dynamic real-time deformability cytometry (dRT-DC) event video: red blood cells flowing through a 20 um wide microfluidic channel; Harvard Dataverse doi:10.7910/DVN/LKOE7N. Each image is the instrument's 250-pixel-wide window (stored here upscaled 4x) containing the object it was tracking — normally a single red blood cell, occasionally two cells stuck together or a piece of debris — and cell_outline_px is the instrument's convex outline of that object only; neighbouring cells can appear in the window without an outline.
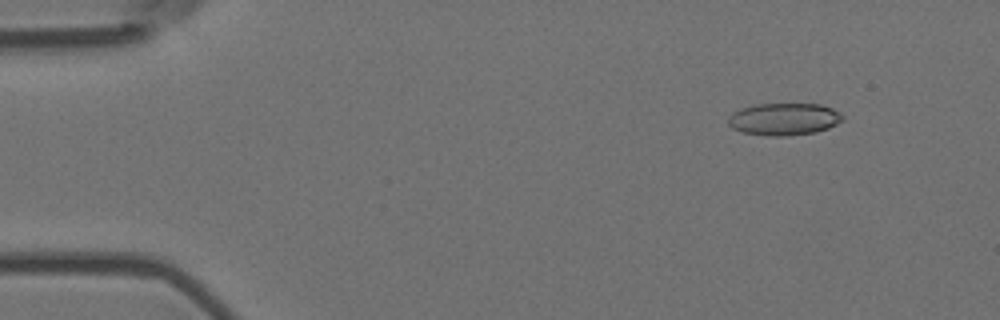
{"species": "Egyptian fruit bat (a non-hibernating species)", "species_latin": "Rousettus aegyptiacus", "temperature_condition": "room temperature", "stored_images_in_passage": 49, "camera_frame_rate_fps": 3000, "um_per_image_px": 0.085, "animal": {"sex": "female"}, "frame": {"image": 1, "passage_image": 6, "time_ms": 1.667, "image_size_px": [1000, 320], "cell_outline_px": [[844, 120], [828, 128], [816, 132], [788, 136], [768, 136], [744, 132], [732, 128], [728, 124], [728, 116], [732, 112], [740, 108], [756, 104], [820, 104], [832, 108], [844, 116]], "centroid_in_image_um": [66.63, 10.12], "position_along_channel_um": 18.4, "area_um2": 21.62}}
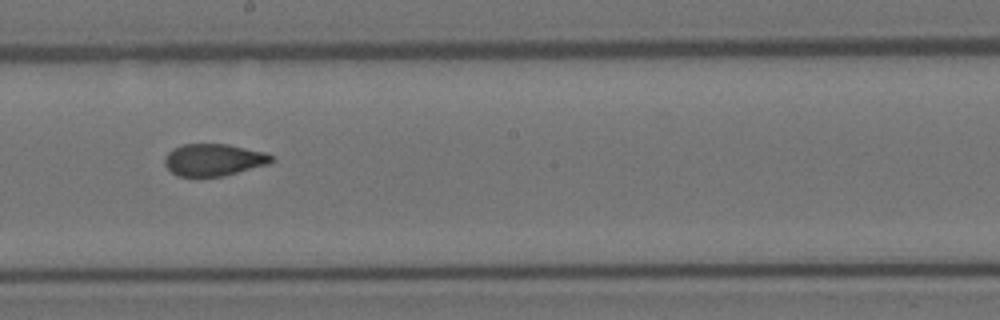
{"frame": {"image": 2, "passage_image": 31, "time_ms": 10.0, "image_size_px": [1000, 320], "cell_outline_px": [[276, 160], [268, 164], [224, 176], [176, 176], [164, 164], [164, 160], [168, 152], [172, 148], [180, 144], [228, 144], [264, 152], [272, 156]], "centroid_in_image_um": [18.15, 13.58], "position_along_channel_um": 230.0, "area_um2": 20.0}}
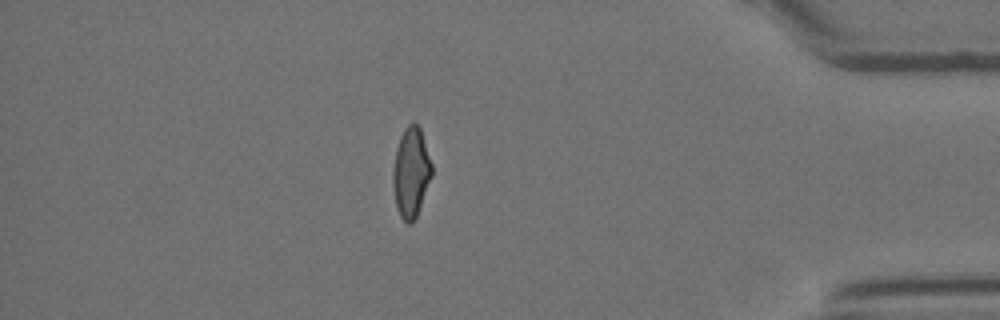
{"frame": {"image": 3, "passage_image": 48, "time_ms": 15.667, "image_size_px": [1000, 320], "cell_outline_px": [[432, 176], [416, 216], [412, 224], [408, 224], [400, 216], [396, 208], [392, 184], [392, 172], [396, 148], [400, 136], [404, 128], [408, 124], [416, 124], [420, 128], [432, 164]], "centroid_in_image_um": [34.92, 14.67], "position_along_channel_um": 400.3, "area_um2": 20.35}}